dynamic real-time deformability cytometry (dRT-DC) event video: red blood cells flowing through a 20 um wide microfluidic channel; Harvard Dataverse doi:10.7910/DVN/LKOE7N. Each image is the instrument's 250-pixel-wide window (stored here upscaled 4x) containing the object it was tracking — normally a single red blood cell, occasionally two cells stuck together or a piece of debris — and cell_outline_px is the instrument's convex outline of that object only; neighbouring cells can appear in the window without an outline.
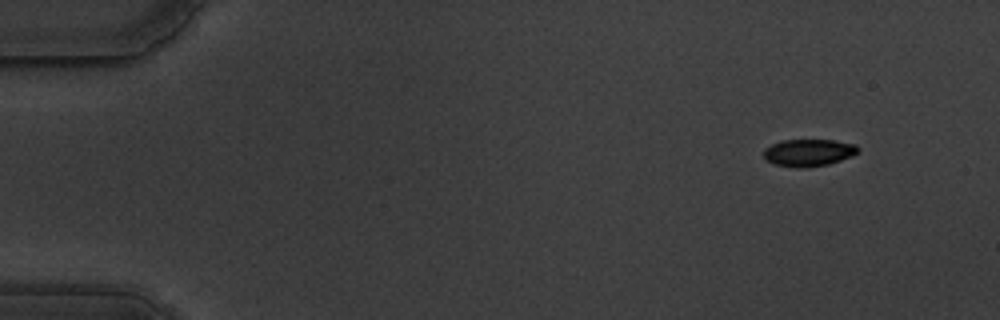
{"species": "common noctule bat (a hibernating species)", "species_latin": "Nyctalus noctula", "temperature_condition": "warm", "stored_images_in_passage": 54, "camera_frame_rate_fps": 3000, "um_per_image_px": 0.085, "animal": {"sex": "male", "body_mass_g": 19.5, "forearm_length_mm": 54.6}, "frame": {"image": 1, "passage_image": 1, "time_ms": 0.0, "image_size_px": [1000, 320], "cell_outline_px": [[860, 152], [852, 156], [828, 164], [808, 168], [796, 168], [772, 164], [764, 160], [764, 148], [780, 140], [832, 140], [856, 144], [860, 148]], "centroid_in_image_um": [68.72, 12.98], "position_along_channel_um": 16.3, "area_um2": 15.26}}
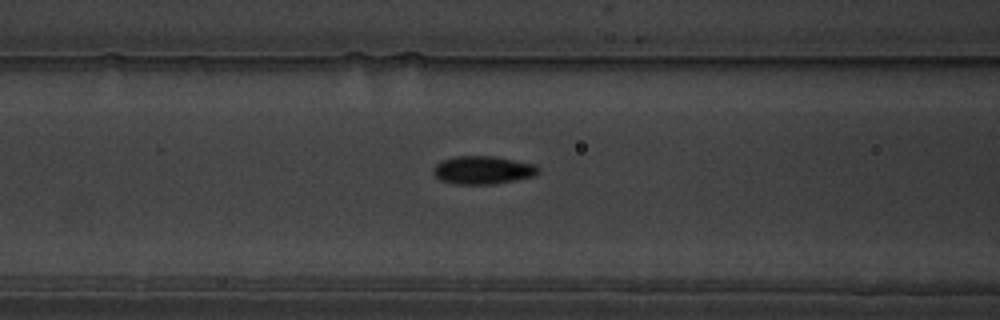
{"frame": {"image": 2, "passage_image": 20, "time_ms": 6.333, "image_size_px": [1000, 320], "cell_outline_px": [[540, 172], [532, 176], [516, 180], [496, 184], [456, 184], [440, 180], [432, 172], [432, 168], [436, 164], [444, 160], [456, 156], [492, 156], [536, 164], [540, 168]], "centroid_in_image_um": [41.05, 14.46], "position_along_channel_um": 125.5, "area_um2": 17.22}}
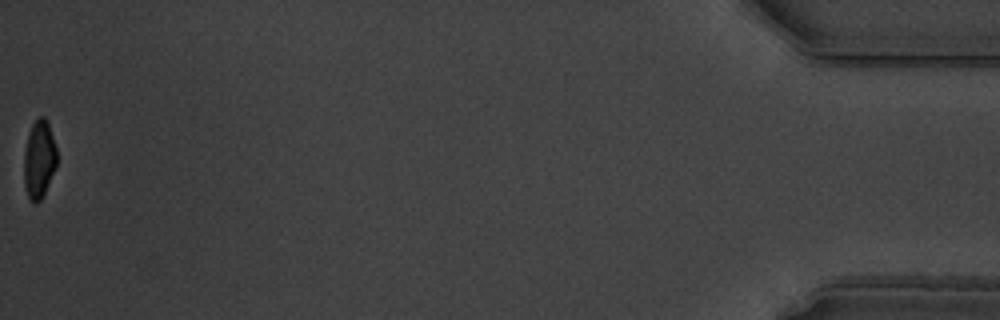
{"frame": {"image": 3, "passage_image": 54, "time_ms": 17.667, "image_size_px": [1000, 320], "cell_outline_px": [[56, 168], [40, 200], [36, 204], [32, 204], [28, 200], [24, 184], [24, 152], [28, 132], [32, 124], [40, 116], [44, 116], [48, 120], [56, 148]], "centroid_in_image_um": [3.31, 13.55], "position_along_channel_um": 431.9, "area_um2": 15.14}, "authors_computed_cell_mechanics": {"area_um2": 16.4441, "velocity_mm_per_s": 3.5291, "shape_relaxation_time_tau1_ms": 3.2058, "shape_relaxation_time_tau2_ms": 1.6568, "deformation_change_tau1": 0.1244, "deformation_change_tau2": 0.0519}}